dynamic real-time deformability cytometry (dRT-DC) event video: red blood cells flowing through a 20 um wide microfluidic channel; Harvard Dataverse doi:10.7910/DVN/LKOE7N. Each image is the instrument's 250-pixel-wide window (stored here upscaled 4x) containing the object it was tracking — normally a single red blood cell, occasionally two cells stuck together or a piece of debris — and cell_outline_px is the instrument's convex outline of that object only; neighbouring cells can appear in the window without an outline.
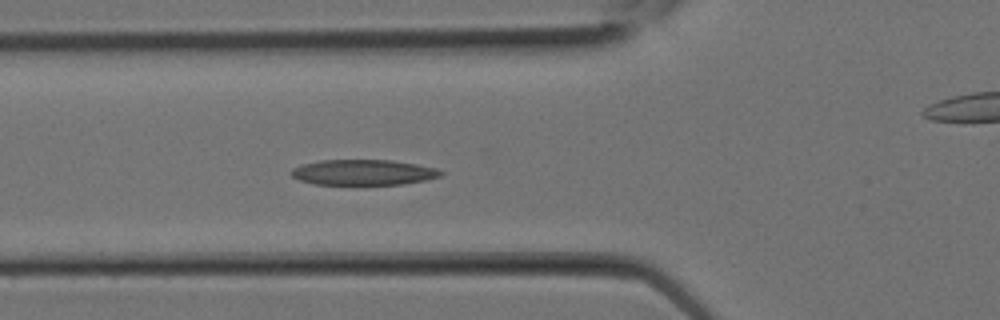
{"species": "Egyptian fruit bat (a non-hibernating species)", "species_latin": "Rousettus aegyptiacus", "temperature_condition": "room temperature", "stored_images_in_passage": 10, "segment_of_instrument_passage": [1, 2], "camera_frame_rate_fps": 3000, "um_per_image_px": 0.085, "animal": {"sex": "female"}, "frame": {"image": 1, "passage_image": 9, "time_ms": 2.667, "image_size_px": [1000, 320], "cell_outline_px": [[444, 172], [440, 176], [424, 180], [404, 184], [312, 184], [300, 180], [292, 176], [288, 172], [292, 168], [300, 164], [320, 160], [392, 160], [416, 164], [436, 168]], "centroid_in_image_um": [30.83, 14.64], "position_along_channel_um": 95.0, "area_um2": 22.25}}